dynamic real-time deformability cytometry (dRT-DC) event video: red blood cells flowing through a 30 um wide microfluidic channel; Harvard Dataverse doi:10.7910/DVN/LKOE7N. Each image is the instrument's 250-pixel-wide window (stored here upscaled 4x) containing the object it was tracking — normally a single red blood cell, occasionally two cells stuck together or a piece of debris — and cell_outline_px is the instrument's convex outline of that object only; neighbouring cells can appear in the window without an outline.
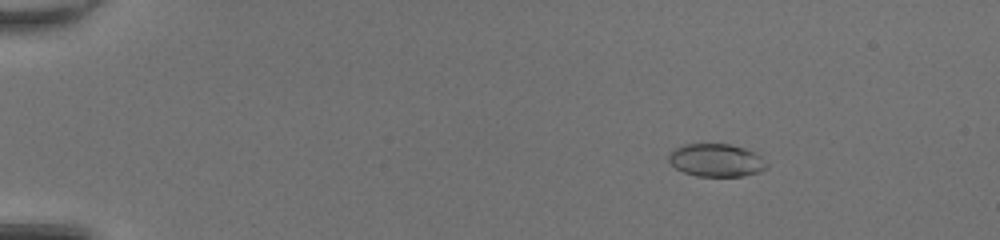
{"species": "common noctule bat (a hibernating species)", "species_latin": "Nyctalus noctula", "temperature_condition": "room temperature", "stored_images_in_passage": 51, "camera_frame_rate_fps": 3000, "um_per_image_px": 0.085, "animal": {"sex": "female", "body_mass_g": 20.0, "forearm_length_mm": 54.0}, "frame": {"image": 1, "passage_image": 9, "time_ms": 2.667, "image_size_px": [1000, 240], "cell_outline_px": [[768, 168], [760, 172], [744, 176], [696, 176], [684, 172], [676, 168], [668, 160], [668, 152], [684, 144], [728, 144], [744, 148], [756, 152], [768, 164]], "centroid_in_image_um": [60.9, 13.62], "position_along_channel_um": 24.1, "area_um2": 18.9}}
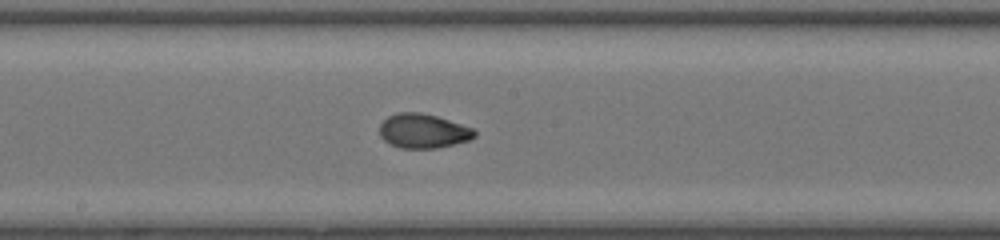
{"frame": {"image": 2, "passage_image": 30, "time_ms": 9.667, "image_size_px": [1000, 240], "cell_outline_px": [[476, 136], [468, 140], [436, 148], [400, 148], [384, 140], [380, 136], [380, 124], [388, 116], [396, 112], [420, 112], [436, 116], [472, 128], [476, 132]], "centroid_in_image_um": [35.94, 11.12], "position_along_channel_um": 212.3, "area_um2": 18.79}}
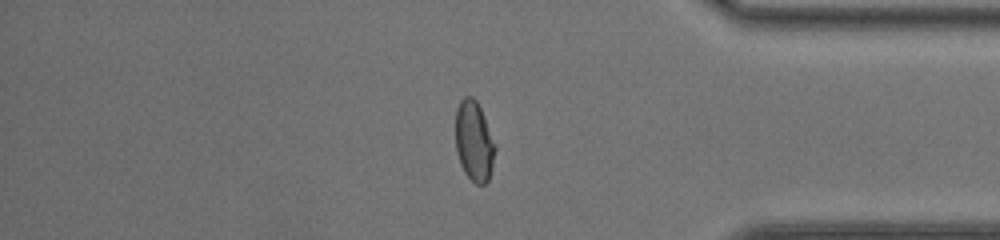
{"frame": {"image": 3, "passage_image": 44, "time_ms": 14.333, "image_size_px": [1000, 240], "cell_outline_px": [[496, 148], [492, 168], [488, 180], [484, 184], [476, 184], [464, 172], [460, 164], [456, 152], [456, 108], [460, 100], [464, 96], [472, 96], [476, 100], [480, 108], [496, 144]], "centroid_in_image_um": [40.29, 11.99], "position_along_channel_um": 394.9, "area_um2": 18.55}, "authors_computed_cell_mechanics": {"area_um2": 19.074, "velocity_mm_per_s": 4.2842, "shape_relaxation_time_tau1_ms": 4.2807, "shape_relaxation_time_tau2_ms": null, "deformation_change_tau1": 0.1841, "deformation_change_tau2": null}}